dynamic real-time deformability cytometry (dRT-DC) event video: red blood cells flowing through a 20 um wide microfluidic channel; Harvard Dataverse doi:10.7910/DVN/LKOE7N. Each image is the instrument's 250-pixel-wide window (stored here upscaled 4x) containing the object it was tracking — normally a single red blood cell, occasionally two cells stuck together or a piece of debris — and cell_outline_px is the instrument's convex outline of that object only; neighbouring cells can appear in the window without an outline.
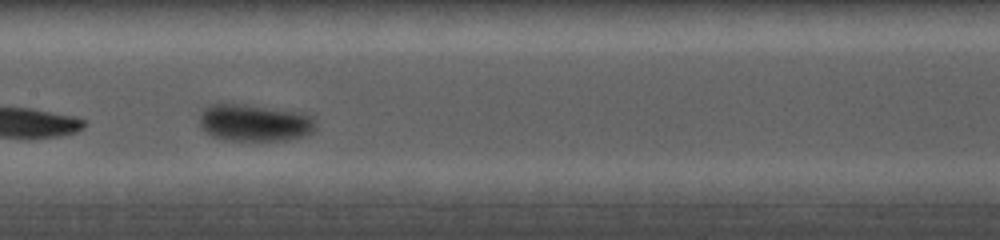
{"species": "common noctule bat (a hibernating species)", "species_latin": "Nyctalus noctula", "temperature_condition": "cold", "stored_images_in_passage": 11, "camera_frame_rate_fps": 5000, "um_per_image_px": 0.085, "animal": {"sex": "female", "body_mass_g": 19.0, "forearm_length_mm": 56.7}, "frame": {"image": 1, "passage_image": 4, "time_ms": 3.4, "image_size_px": [1000, 240], "cell_outline_px": [[316, 128], [312, 132], [304, 136], [288, 140], [228, 140], [212, 136], [204, 132], [200, 124], [200, 112], [208, 104], [244, 104], [304, 112], [312, 116], [316, 124]], "centroid_in_image_um": [21.65, 10.42], "position_along_channel_um": 185.8, "area_um2": 25.37}}
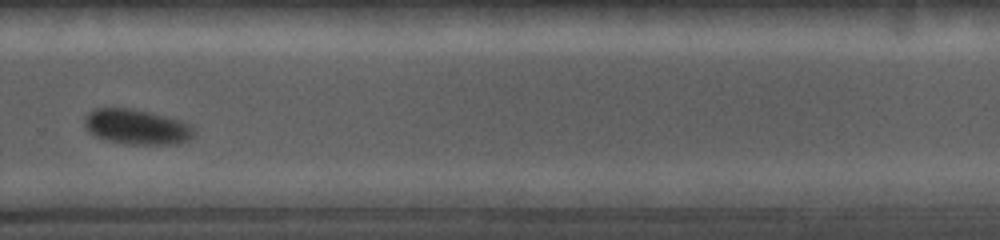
{"frame": {"image": 2, "passage_image": 7, "time_ms": 6.8, "image_size_px": [1000, 240], "cell_outline_px": [[196, 136], [188, 140], [176, 144], [128, 144], [108, 140], [92, 136], [88, 132], [84, 124], [84, 116], [88, 112], [96, 108], [132, 108], [152, 112], [180, 120], [192, 124], [196, 132]], "centroid_in_image_um": [11.64, 10.78], "position_along_channel_um": 318.2, "area_um2": 22.89}}
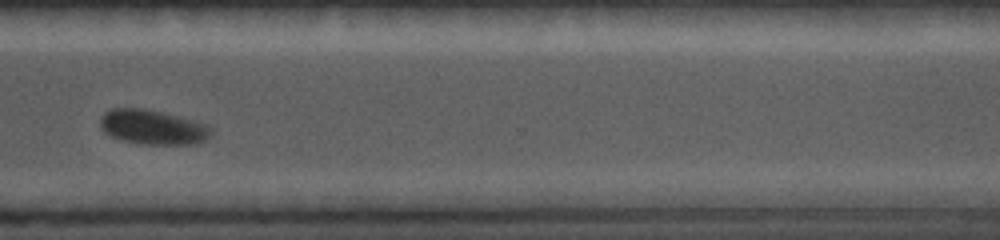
{"frame": {"image": 3, "passage_image": 8, "time_ms": 7.8, "image_size_px": [1000, 240], "cell_outline_px": [[212, 136], [204, 140], [192, 144], [136, 144], [120, 140], [104, 132], [100, 128], [100, 120], [104, 112], [112, 108], [144, 108], [196, 120], [212, 128]], "centroid_in_image_um": [12.97, 10.81], "position_along_channel_um": 357.6, "area_um2": 22.6}}